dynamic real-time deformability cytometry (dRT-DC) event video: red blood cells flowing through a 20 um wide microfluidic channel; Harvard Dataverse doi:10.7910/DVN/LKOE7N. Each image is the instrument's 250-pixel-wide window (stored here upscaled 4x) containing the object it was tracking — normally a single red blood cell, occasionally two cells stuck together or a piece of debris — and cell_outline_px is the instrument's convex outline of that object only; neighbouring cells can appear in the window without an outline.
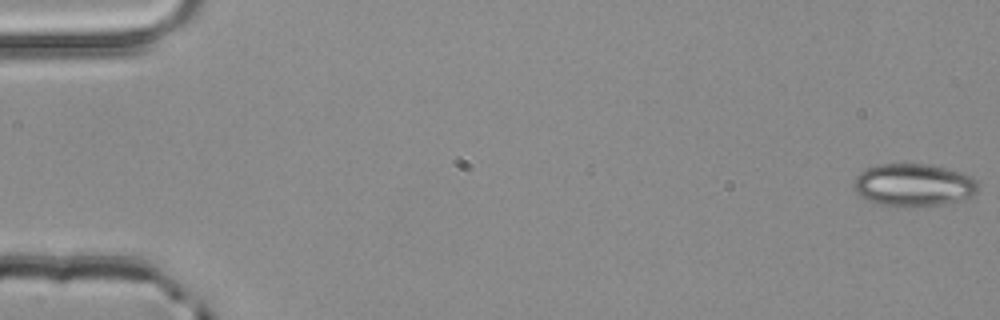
{"species": "common noctule bat (a hibernating species)", "species_latin": "Nyctalus noctula", "temperature_condition": "room temperature", "stored_images_in_passage": 5, "camera_frame_rate_fps": 3000, "um_per_image_px": 0.085, "animal": {"sex": "male", "body_mass_g": 20.4}, "frame": {"image": 1, "passage_image": 1, "time_ms": 0.0, "image_size_px": [1000, 320], "cell_outline_px": [[976, 192], [972, 196], [960, 200], [944, 204], [876, 204], [860, 196], [852, 188], [852, 184], [856, 176], [860, 172], [868, 168], [880, 164], [928, 164], [964, 172], [972, 176], [976, 180]], "centroid_in_image_um": [77.64, 15.68], "position_along_channel_um": 7.4, "area_um2": 30.35}}